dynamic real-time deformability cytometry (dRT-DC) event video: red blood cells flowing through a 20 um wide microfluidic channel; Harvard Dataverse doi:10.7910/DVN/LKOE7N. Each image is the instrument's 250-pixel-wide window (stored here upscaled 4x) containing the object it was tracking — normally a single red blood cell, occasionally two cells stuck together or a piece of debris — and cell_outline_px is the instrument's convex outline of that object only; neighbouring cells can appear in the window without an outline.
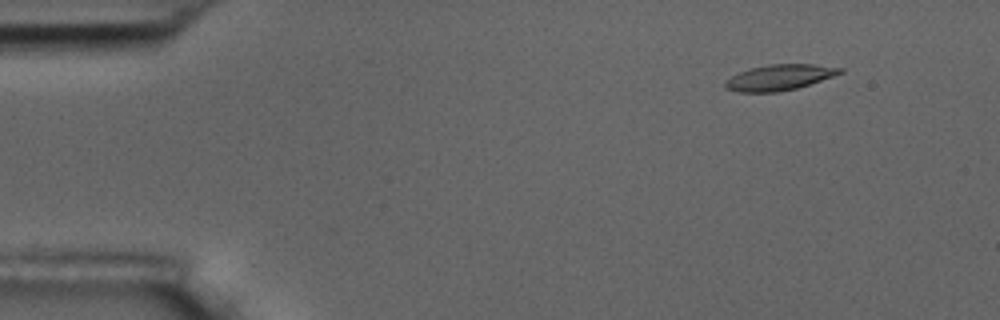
{"species": "common noctule bat (a hibernating species)", "species_latin": "Nyctalus noctula", "temperature_condition": "room temperature", "stored_images_in_passage": 5, "camera_frame_rate_fps": 3000, "um_per_image_px": 0.085, "animal": {"sex": "male", "body_mass_g": 17.5, "forearm_length_mm": 52.3}, "frame": {"image": 1, "passage_image": 2, "time_ms": 1.0, "image_size_px": [1000, 320], "cell_outline_px": [[844, 72], [796, 88], [776, 92], [740, 92], [724, 88], [724, 84], [732, 76], [740, 72], [752, 68], [768, 64], [812, 64], [844, 68]], "centroid_in_image_um": [66.25, 6.57], "position_along_channel_um": 18.8, "area_um2": 16.88}}